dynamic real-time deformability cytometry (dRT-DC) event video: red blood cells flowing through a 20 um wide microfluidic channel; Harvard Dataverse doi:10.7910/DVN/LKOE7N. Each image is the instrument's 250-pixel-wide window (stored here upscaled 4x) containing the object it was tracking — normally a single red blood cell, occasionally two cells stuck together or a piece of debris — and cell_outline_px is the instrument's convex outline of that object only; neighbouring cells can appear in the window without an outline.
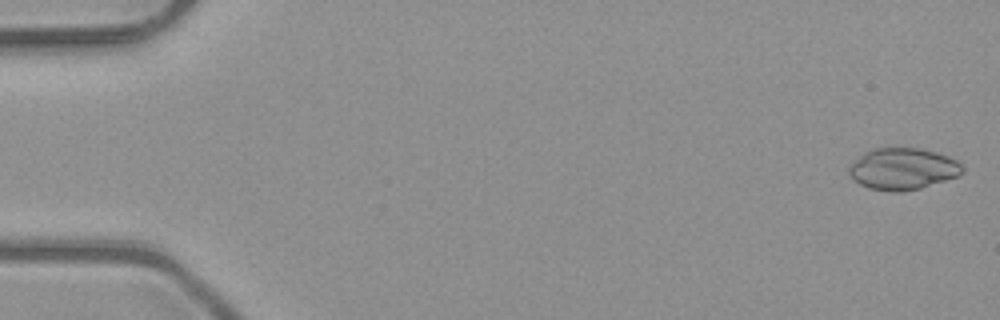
{"species": "common noctule bat (a hibernating species)", "species_latin": "Nyctalus noctula", "temperature_condition": "room temperature", "stored_images_in_passage": 5, "camera_frame_rate_fps": 3000, "um_per_image_px": 0.085, "animal": {"sex": "male", "body_mass_g": 23.1, "forearm_length_mm": 52.7}, "frame": {"image": 1, "passage_image": 1, "time_ms": 0.0, "image_size_px": [1000, 320], "cell_outline_px": [[964, 172], [960, 176], [920, 188], [900, 192], [892, 192], [868, 188], [860, 184], [848, 172], [848, 168], [864, 152], [872, 148], [920, 148], [936, 152], [948, 156], [956, 160], [964, 168]], "centroid_in_image_um": [76.77, 14.35], "position_along_channel_um": 8.2, "area_um2": 27.51}}
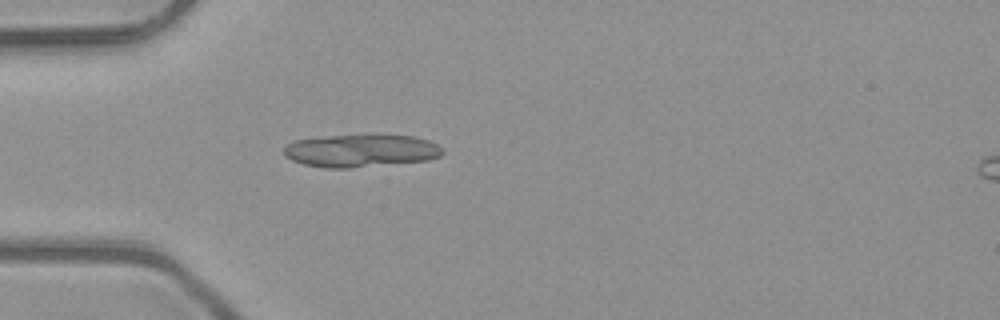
{"frame": {"image": 2, "passage_image": 5, "time_ms": 1.333, "image_size_px": [1000, 320], "cell_outline_px": [[444, 152], [440, 156], [428, 160], [348, 168], [328, 168], [304, 164], [292, 160], [284, 156], [284, 148], [288, 144], [296, 140], [332, 136], [416, 136], [428, 140], [444, 148]], "centroid_in_image_um": [30.7, 12.82], "position_along_channel_um": 54.3, "area_um2": 29.71}}